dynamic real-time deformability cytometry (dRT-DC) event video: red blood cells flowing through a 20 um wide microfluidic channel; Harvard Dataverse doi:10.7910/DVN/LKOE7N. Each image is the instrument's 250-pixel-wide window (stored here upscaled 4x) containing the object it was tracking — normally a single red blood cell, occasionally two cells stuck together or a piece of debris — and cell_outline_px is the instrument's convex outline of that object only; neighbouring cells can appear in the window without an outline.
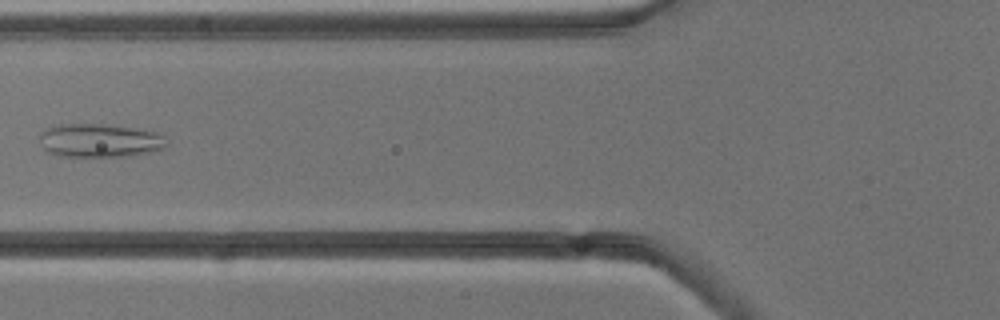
{"species": "common noctule bat (a hibernating species)", "species_latin": "Nyctalus noctula", "temperature_condition": "cold", "stored_images_in_passage": 7, "camera_frame_rate_fps": 3000, "um_per_image_px": 0.085, "animal": {"sex": "male", "body_mass_g": 13.3}, "frame": {"image": 1, "passage_image": 6, "time_ms": 6.667, "image_size_px": [1000, 320], "cell_outline_px": [[168, 144], [164, 148], [152, 152], [124, 156], [56, 156], [48, 152], [44, 148], [40, 140], [40, 132], [48, 128], [60, 124], [104, 124], [132, 128], [156, 132], [164, 136]], "centroid_in_image_um": [8.48, 11.95], "position_along_channel_um": 117.3, "area_um2": 24.74}}